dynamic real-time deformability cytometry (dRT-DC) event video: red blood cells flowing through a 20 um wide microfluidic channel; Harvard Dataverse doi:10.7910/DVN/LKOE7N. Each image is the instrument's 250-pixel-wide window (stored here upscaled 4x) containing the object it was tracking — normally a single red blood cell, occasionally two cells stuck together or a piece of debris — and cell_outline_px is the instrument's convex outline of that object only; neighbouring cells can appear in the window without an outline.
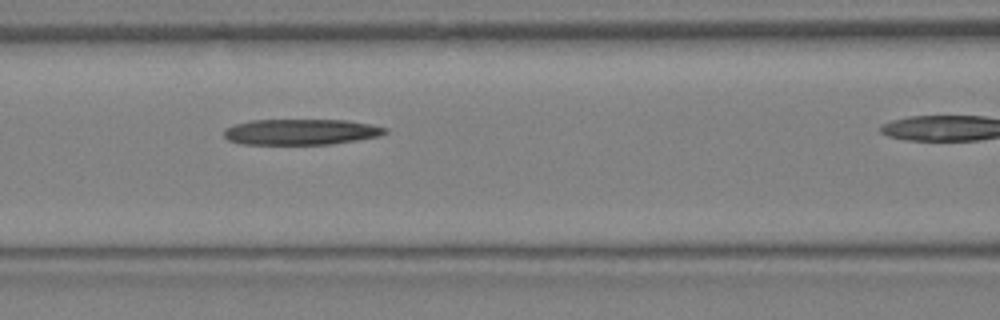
{"species": "Egyptian fruit bat (a non-hibernating species)", "species_latin": "Rousettus aegyptiacus", "temperature_condition": "warm", "stored_images_in_passage": 6, "segment_of_instrument_passage": [1, 2], "camera_frame_rate_fps": 3000, "um_per_image_px": 0.085, "animal": {"sex": "female"}, "frame": {"image": 1, "passage_image": 5, "time_ms": 1.333, "image_size_px": [1000, 320], "cell_outline_px": [[388, 132], [380, 136], [332, 144], [240, 144], [228, 140], [224, 136], [224, 128], [236, 124], [252, 120], [348, 120], [388, 128]], "centroid_in_image_um": [25.58, 11.21], "position_along_channel_um": 141.0, "area_um2": 24.22}}